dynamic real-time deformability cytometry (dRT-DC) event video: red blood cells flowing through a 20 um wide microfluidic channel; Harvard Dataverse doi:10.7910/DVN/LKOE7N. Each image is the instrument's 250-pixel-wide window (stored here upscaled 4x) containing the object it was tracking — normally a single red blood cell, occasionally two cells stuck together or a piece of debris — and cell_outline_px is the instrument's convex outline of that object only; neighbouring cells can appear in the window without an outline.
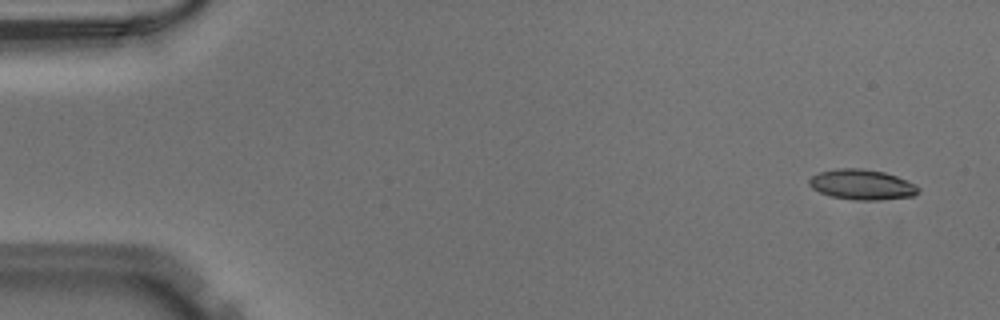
{"species": "Egyptian fruit bat (a non-hibernating species)", "species_latin": "Rousettus aegyptiacus", "temperature_condition": "warm", "stored_images_in_passage": 51, "camera_frame_rate_fps": 3000, "um_per_image_px": 0.085, "animal": {"sex": "male"}, "frame": {"image": 1, "passage_image": 3, "time_ms": 0.667, "image_size_px": [1000, 320], "cell_outline_px": [[920, 192], [912, 196], [876, 200], [852, 200], [832, 196], [820, 192], [812, 188], [808, 184], [808, 180], [812, 176], [820, 172], [836, 168], [864, 168], [884, 172], [896, 176], [916, 184], [920, 188]], "centroid_in_image_um": [73.27, 15.68], "position_along_channel_um": 11.7, "area_um2": 19.31}}
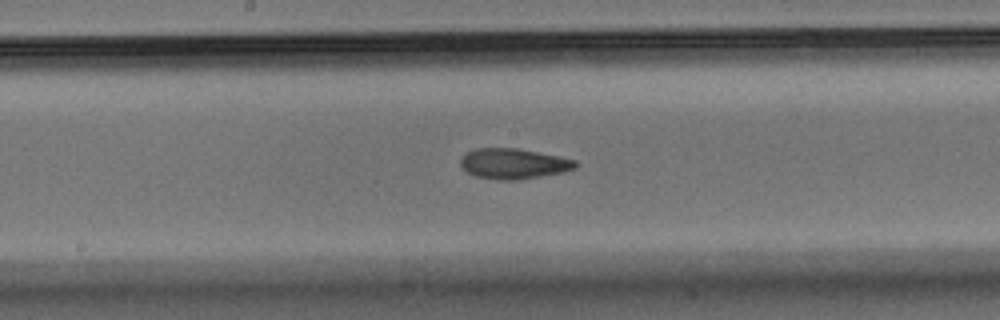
{"frame": {"image": 2, "passage_image": 27, "time_ms": 8.667, "image_size_px": [1000, 320], "cell_outline_px": [[576, 168], [564, 172], [516, 180], [496, 180], [476, 176], [468, 172], [460, 164], [460, 160], [468, 152], [476, 148], [516, 148], [576, 160]], "centroid_in_image_um": [43.64, 13.92], "position_along_channel_um": 204.6, "area_um2": 20.06}}
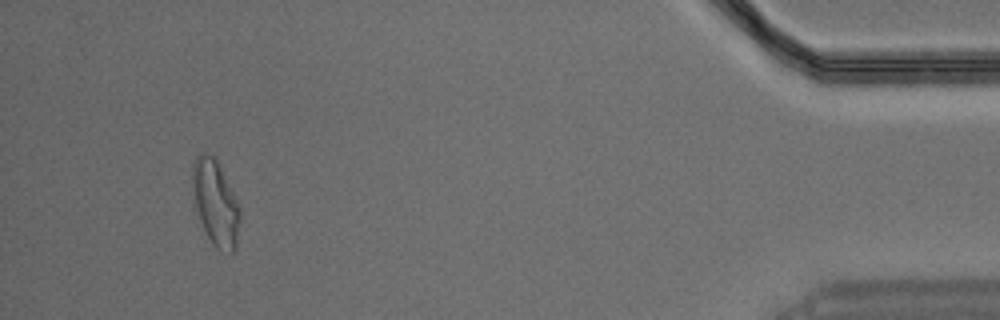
{"frame": {"image": 3, "passage_image": 48, "time_ms": 15.667, "image_size_px": [1000, 320], "cell_outline_px": [[240, 220], [236, 248], [232, 252], [220, 252], [212, 244], [200, 220], [196, 208], [192, 180], [192, 164], [196, 156], [204, 152], [208, 152], [216, 156], [240, 208]], "centroid_in_image_um": [18.33, 17.22], "position_along_channel_um": 416.9, "area_um2": 23.7}}